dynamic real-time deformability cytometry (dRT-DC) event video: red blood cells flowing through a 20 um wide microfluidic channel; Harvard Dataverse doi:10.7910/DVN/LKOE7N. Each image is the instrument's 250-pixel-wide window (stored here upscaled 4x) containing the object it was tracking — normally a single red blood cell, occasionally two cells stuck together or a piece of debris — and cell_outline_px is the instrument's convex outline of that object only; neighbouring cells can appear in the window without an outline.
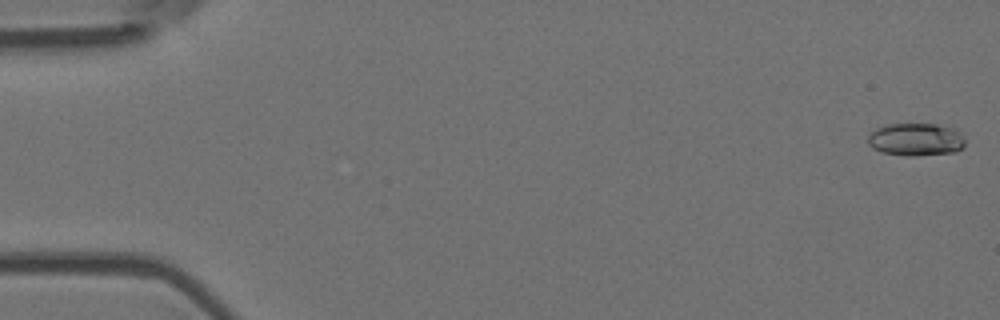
{"species": "Egyptian fruit bat (a non-hibernating species)", "species_latin": "Rousettus aegyptiacus", "temperature_condition": "room temperature", "stored_images_in_passage": 10, "camera_frame_rate_fps": 3000, "um_per_image_px": 0.085, "animal": {"sex": "female"}, "frame": {"image": 1, "passage_image": 1, "time_ms": 0.0, "image_size_px": [1000, 320], "cell_outline_px": [[964, 148], [956, 152], [916, 156], [908, 156], [884, 152], [872, 148], [868, 144], [868, 136], [876, 128], [884, 124], [936, 124], [956, 128], [964, 136]], "centroid_in_image_um": [77.89, 11.85], "position_along_channel_um": 7.1, "area_um2": 18.79}}
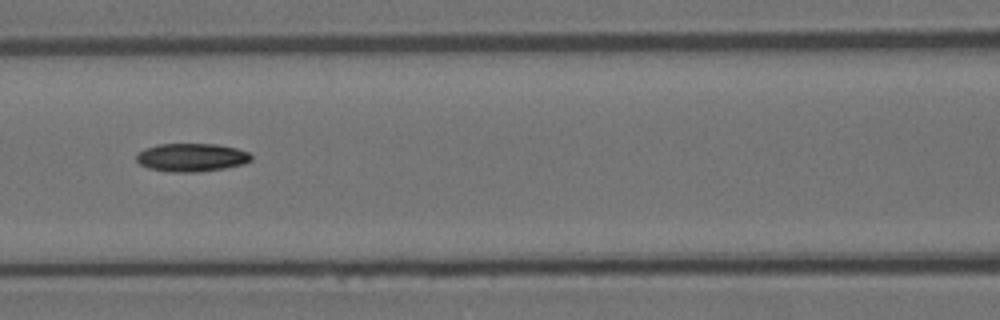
{"frame": {"image": 2, "passage_image": 7, "time_ms": 2.0, "image_size_px": [1000, 320], "cell_outline_px": [[252, 160], [244, 164], [224, 168], [200, 172], [172, 172], [148, 168], [140, 164], [136, 160], [136, 156], [144, 148], [160, 144], [216, 144], [236, 148], [248, 152], [252, 156]], "centroid_in_image_um": [16.29, 13.38], "position_along_channel_um": 150.3, "area_um2": 18.9}}
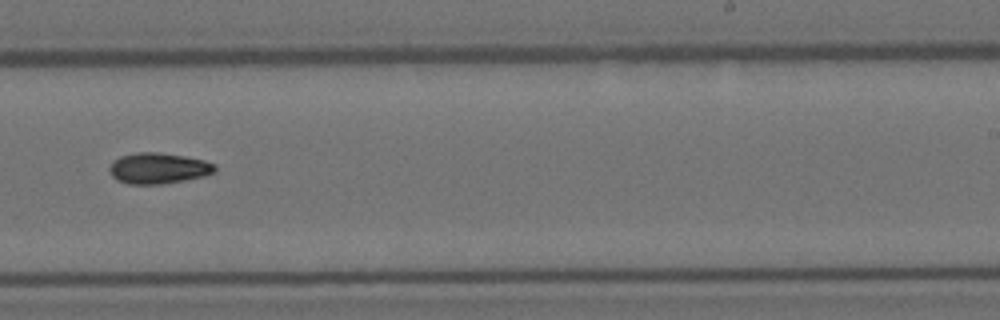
{"frame": {"image": 3, "passage_image": 10, "time_ms": 3.0, "image_size_px": [1000, 320], "cell_outline_px": [[216, 172], [204, 176], [184, 180], [160, 184], [128, 184], [116, 180], [112, 176], [108, 168], [112, 160], [120, 156], [136, 152], [160, 152], [184, 156], [204, 160], [216, 164]], "centroid_in_image_um": [13.44, 14.29], "position_along_channel_um": 275.6, "area_um2": 19.19}}